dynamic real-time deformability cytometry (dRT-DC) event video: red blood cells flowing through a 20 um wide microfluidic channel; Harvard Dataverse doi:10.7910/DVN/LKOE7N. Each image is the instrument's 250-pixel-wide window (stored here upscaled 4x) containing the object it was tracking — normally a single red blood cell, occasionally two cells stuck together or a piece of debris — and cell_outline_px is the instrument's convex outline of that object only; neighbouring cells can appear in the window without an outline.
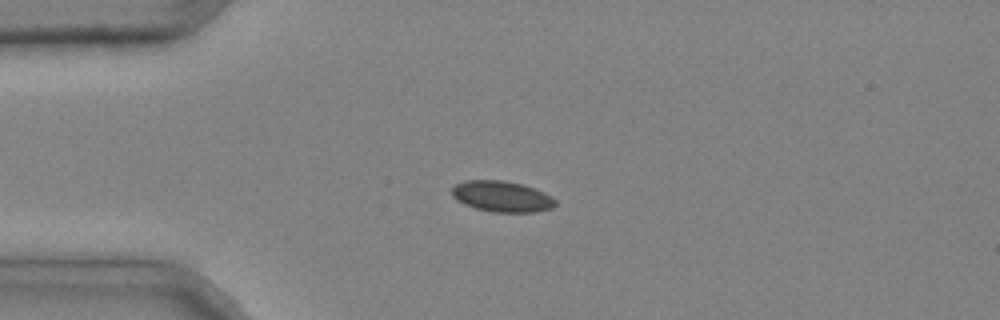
{"species": "common noctule bat (a hibernating species)", "species_latin": "Nyctalus noctula", "temperature_condition": "cold", "stored_images_in_passage": 6, "camera_frame_rate_fps": 3000, "um_per_image_px": 0.085, "animal": {"sex": "male", "body_mass_g": 20.4}, "frame": {"image": 1, "passage_image": 3, "time_ms": 0.667, "image_size_px": [1000, 320], "cell_outline_px": [[556, 204], [552, 208], [536, 212], [492, 212], [476, 208], [464, 204], [456, 200], [452, 196], [452, 188], [456, 184], [464, 180], [504, 180], [520, 184], [544, 192], [552, 196], [556, 200]], "centroid_in_image_um": [42.65, 16.7], "position_along_channel_um": 42.3, "area_um2": 18.67}}